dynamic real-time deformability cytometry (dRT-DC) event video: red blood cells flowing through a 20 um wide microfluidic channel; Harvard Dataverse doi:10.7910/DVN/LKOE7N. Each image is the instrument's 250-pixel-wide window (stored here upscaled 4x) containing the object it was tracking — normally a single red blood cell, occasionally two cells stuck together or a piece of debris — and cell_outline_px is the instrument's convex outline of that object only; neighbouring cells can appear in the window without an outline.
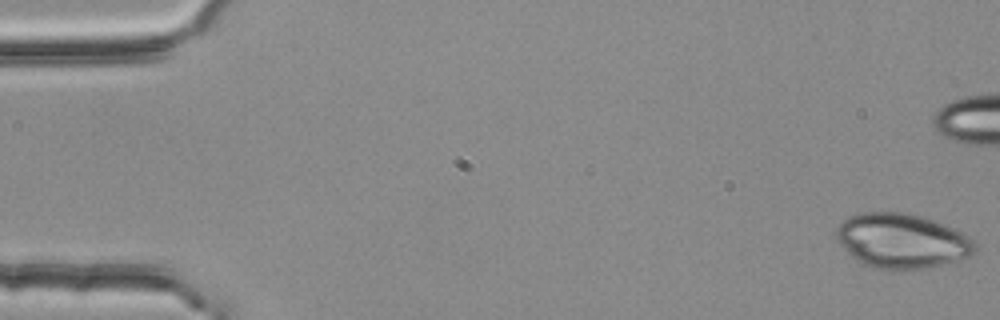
{"species": "common noctule bat (a hibernating species)", "species_latin": "Nyctalus noctula", "temperature_condition": "room temperature", "stored_images_in_passage": 39, "segment_of_instrument_passage": [1, 2], "camera_frame_rate_fps": 3000, "um_per_image_px": 0.085, "animal": {"sex": "female", "body_mass_g": 25.1}, "frame": {"image": 1, "passage_image": 1, "time_ms": 0.0, "image_size_px": [1000, 320], "cell_outline_px": [[976, 252], [968, 256], [940, 264], [920, 268], [876, 268], [860, 264], [836, 240], [836, 228], [844, 220], [852, 216], [864, 212], [904, 212], [920, 216], [932, 220], [952, 228], [968, 236], [976, 244]], "centroid_in_image_um": [76.62, 20.46], "position_along_channel_um": 8.4, "area_um2": 43.29}}